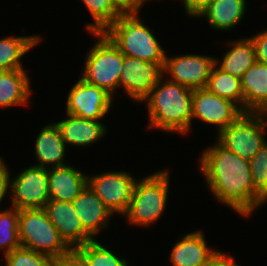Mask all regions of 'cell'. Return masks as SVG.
I'll list each match as a JSON object with an SVG mask.
<instances>
[{"instance_id": "6da1fadb", "label": "cell", "mask_w": 267, "mask_h": 266, "mask_svg": "<svg viewBox=\"0 0 267 266\" xmlns=\"http://www.w3.org/2000/svg\"><path fill=\"white\" fill-rule=\"evenodd\" d=\"M199 168L217 201L239 215L248 217L267 202L255 190L248 160L227 150L217 140L201 154Z\"/></svg>"}, {"instance_id": "7a4b0ae2", "label": "cell", "mask_w": 267, "mask_h": 266, "mask_svg": "<svg viewBox=\"0 0 267 266\" xmlns=\"http://www.w3.org/2000/svg\"><path fill=\"white\" fill-rule=\"evenodd\" d=\"M162 75L146 101L150 128L187 134L192 123L193 90Z\"/></svg>"}, {"instance_id": "3957f363", "label": "cell", "mask_w": 267, "mask_h": 266, "mask_svg": "<svg viewBox=\"0 0 267 266\" xmlns=\"http://www.w3.org/2000/svg\"><path fill=\"white\" fill-rule=\"evenodd\" d=\"M139 13L124 12L104 33L125 56L156 63L163 69L166 53Z\"/></svg>"}, {"instance_id": "277c9868", "label": "cell", "mask_w": 267, "mask_h": 266, "mask_svg": "<svg viewBox=\"0 0 267 266\" xmlns=\"http://www.w3.org/2000/svg\"><path fill=\"white\" fill-rule=\"evenodd\" d=\"M169 171L155 172L135 182L129 208L123 215L132 225L146 227L154 224L167 205Z\"/></svg>"}, {"instance_id": "5b68a950", "label": "cell", "mask_w": 267, "mask_h": 266, "mask_svg": "<svg viewBox=\"0 0 267 266\" xmlns=\"http://www.w3.org/2000/svg\"><path fill=\"white\" fill-rule=\"evenodd\" d=\"M97 41L85 57L81 79L104 89L112 97L119 88L124 54L104 32H90ZM99 38V39H98Z\"/></svg>"}, {"instance_id": "8992f818", "label": "cell", "mask_w": 267, "mask_h": 266, "mask_svg": "<svg viewBox=\"0 0 267 266\" xmlns=\"http://www.w3.org/2000/svg\"><path fill=\"white\" fill-rule=\"evenodd\" d=\"M18 231L23 248L55 259L70 249L50 222L44 208L19 210Z\"/></svg>"}, {"instance_id": "52a82bcc", "label": "cell", "mask_w": 267, "mask_h": 266, "mask_svg": "<svg viewBox=\"0 0 267 266\" xmlns=\"http://www.w3.org/2000/svg\"><path fill=\"white\" fill-rule=\"evenodd\" d=\"M267 115L243 112L232 124L217 134V141L239 157L251 160L267 142Z\"/></svg>"}, {"instance_id": "ba28073f", "label": "cell", "mask_w": 267, "mask_h": 266, "mask_svg": "<svg viewBox=\"0 0 267 266\" xmlns=\"http://www.w3.org/2000/svg\"><path fill=\"white\" fill-rule=\"evenodd\" d=\"M11 207L18 210L44 208L50 200L48 169L32 165L10 176Z\"/></svg>"}, {"instance_id": "9c48e42d", "label": "cell", "mask_w": 267, "mask_h": 266, "mask_svg": "<svg viewBox=\"0 0 267 266\" xmlns=\"http://www.w3.org/2000/svg\"><path fill=\"white\" fill-rule=\"evenodd\" d=\"M136 179L126 171H110L88 176L87 183L114 215L129 208Z\"/></svg>"}, {"instance_id": "30bf717a", "label": "cell", "mask_w": 267, "mask_h": 266, "mask_svg": "<svg viewBox=\"0 0 267 266\" xmlns=\"http://www.w3.org/2000/svg\"><path fill=\"white\" fill-rule=\"evenodd\" d=\"M215 59L213 56L198 54L173 57L166 54L162 73L169 75L168 80L192 90L205 88Z\"/></svg>"}, {"instance_id": "8fae6325", "label": "cell", "mask_w": 267, "mask_h": 266, "mask_svg": "<svg viewBox=\"0 0 267 266\" xmlns=\"http://www.w3.org/2000/svg\"><path fill=\"white\" fill-rule=\"evenodd\" d=\"M243 110L232 100L219 97L207 88L193 90L192 121L199 119L206 124L215 125L219 134L232 124Z\"/></svg>"}, {"instance_id": "7c38bea8", "label": "cell", "mask_w": 267, "mask_h": 266, "mask_svg": "<svg viewBox=\"0 0 267 266\" xmlns=\"http://www.w3.org/2000/svg\"><path fill=\"white\" fill-rule=\"evenodd\" d=\"M113 99L104 89L79 78L68 93L66 113L99 121L109 112Z\"/></svg>"}, {"instance_id": "4fadbf2b", "label": "cell", "mask_w": 267, "mask_h": 266, "mask_svg": "<svg viewBox=\"0 0 267 266\" xmlns=\"http://www.w3.org/2000/svg\"><path fill=\"white\" fill-rule=\"evenodd\" d=\"M162 75L158 64L124 55L119 86L130 98L142 103Z\"/></svg>"}, {"instance_id": "5bb4252c", "label": "cell", "mask_w": 267, "mask_h": 266, "mask_svg": "<svg viewBox=\"0 0 267 266\" xmlns=\"http://www.w3.org/2000/svg\"><path fill=\"white\" fill-rule=\"evenodd\" d=\"M44 209L60 237L70 248L94 240L83 228L72 202L49 200Z\"/></svg>"}, {"instance_id": "9a60e30c", "label": "cell", "mask_w": 267, "mask_h": 266, "mask_svg": "<svg viewBox=\"0 0 267 266\" xmlns=\"http://www.w3.org/2000/svg\"><path fill=\"white\" fill-rule=\"evenodd\" d=\"M72 203L84 230L93 239L108 226L113 216L88 183Z\"/></svg>"}, {"instance_id": "2e32d148", "label": "cell", "mask_w": 267, "mask_h": 266, "mask_svg": "<svg viewBox=\"0 0 267 266\" xmlns=\"http://www.w3.org/2000/svg\"><path fill=\"white\" fill-rule=\"evenodd\" d=\"M216 253L200 230L183 235L171 249L172 266H205Z\"/></svg>"}, {"instance_id": "e0dca14e", "label": "cell", "mask_w": 267, "mask_h": 266, "mask_svg": "<svg viewBox=\"0 0 267 266\" xmlns=\"http://www.w3.org/2000/svg\"><path fill=\"white\" fill-rule=\"evenodd\" d=\"M85 174L67 164L48 169L50 200L72 202L87 184Z\"/></svg>"}, {"instance_id": "ac0fdd59", "label": "cell", "mask_w": 267, "mask_h": 266, "mask_svg": "<svg viewBox=\"0 0 267 266\" xmlns=\"http://www.w3.org/2000/svg\"><path fill=\"white\" fill-rule=\"evenodd\" d=\"M34 148L38 162L35 166L50 169L67 164L64 161L66 144L56 123L43 126L36 137Z\"/></svg>"}, {"instance_id": "d6986e66", "label": "cell", "mask_w": 267, "mask_h": 266, "mask_svg": "<svg viewBox=\"0 0 267 266\" xmlns=\"http://www.w3.org/2000/svg\"><path fill=\"white\" fill-rule=\"evenodd\" d=\"M66 119L56 122L65 144L90 146L105 136L107 127L100 121L82 119L66 113Z\"/></svg>"}, {"instance_id": "ffe728a7", "label": "cell", "mask_w": 267, "mask_h": 266, "mask_svg": "<svg viewBox=\"0 0 267 266\" xmlns=\"http://www.w3.org/2000/svg\"><path fill=\"white\" fill-rule=\"evenodd\" d=\"M244 112H267V65L256 61L240 78Z\"/></svg>"}, {"instance_id": "44dd1931", "label": "cell", "mask_w": 267, "mask_h": 266, "mask_svg": "<svg viewBox=\"0 0 267 266\" xmlns=\"http://www.w3.org/2000/svg\"><path fill=\"white\" fill-rule=\"evenodd\" d=\"M246 7V0H211L195 17L206 18L213 29L227 31L242 21Z\"/></svg>"}, {"instance_id": "7402d4cb", "label": "cell", "mask_w": 267, "mask_h": 266, "mask_svg": "<svg viewBox=\"0 0 267 266\" xmlns=\"http://www.w3.org/2000/svg\"><path fill=\"white\" fill-rule=\"evenodd\" d=\"M30 78L24 69L0 71V108L28 104Z\"/></svg>"}, {"instance_id": "603a6c76", "label": "cell", "mask_w": 267, "mask_h": 266, "mask_svg": "<svg viewBox=\"0 0 267 266\" xmlns=\"http://www.w3.org/2000/svg\"><path fill=\"white\" fill-rule=\"evenodd\" d=\"M229 45L232 46L224 53L221 61L215 59V65L223 72L241 78L257 61L254 43L250 37H247L230 41Z\"/></svg>"}, {"instance_id": "cb8c5ba5", "label": "cell", "mask_w": 267, "mask_h": 266, "mask_svg": "<svg viewBox=\"0 0 267 266\" xmlns=\"http://www.w3.org/2000/svg\"><path fill=\"white\" fill-rule=\"evenodd\" d=\"M39 36H9L0 39V71L24 69L21 59L41 41Z\"/></svg>"}, {"instance_id": "d4e9b609", "label": "cell", "mask_w": 267, "mask_h": 266, "mask_svg": "<svg viewBox=\"0 0 267 266\" xmlns=\"http://www.w3.org/2000/svg\"><path fill=\"white\" fill-rule=\"evenodd\" d=\"M205 88L219 97L232 100L244 112V95L240 78L225 73L214 65Z\"/></svg>"}, {"instance_id": "484cf974", "label": "cell", "mask_w": 267, "mask_h": 266, "mask_svg": "<svg viewBox=\"0 0 267 266\" xmlns=\"http://www.w3.org/2000/svg\"><path fill=\"white\" fill-rule=\"evenodd\" d=\"M82 2L94 19L93 23L86 25L88 33L104 32L125 12L115 0H82Z\"/></svg>"}, {"instance_id": "4316f807", "label": "cell", "mask_w": 267, "mask_h": 266, "mask_svg": "<svg viewBox=\"0 0 267 266\" xmlns=\"http://www.w3.org/2000/svg\"><path fill=\"white\" fill-rule=\"evenodd\" d=\"M19 210L15 207L0 211V249L6 255L14 249L20 248L19 240Z\"/></svg>"}, {"instance_id": "83f0119b", "label": "cell", "mask_w": 267, "mask_h": 266, "mask_svg": "<svg viewBox=\"0 0 267 266\" xmlns=\"http://www.w3.org/2000/svg\"><path fill=\"white\" fill-rule=\"evenodd\" d=\"M87 260L88 266H128L112 250L100 244L96 239L76 248Z\"/></svg>"}, {"instance_id": "f1b7e54d", "label": "cell", "mask_w": 267, "mask_h": 266, "mask_svg": "<svg viewBox=\"0 0 267 266\" xmlns=\"http://www.w3.org/2000/svg\"><path fill=\"white\" fill-rule=\"evenodd\" d=\"M2 263L5 266H55L56 259L23 247L6 254Z\"/></svg>"}, {"instance_id": "f546056e", "label": "cell", "mask_w": 267, "mask_h": 266, "mask_svg": "<svg viewBox=\"0 0 267 266\" xmlns=\"http://www.w3.org/2000/svg\"><path fill=\"white\" fill-rule=\"evenodd\" d=\"M248 162L255 190L267 201V142Z\"/></svg>"}, {"instance_id": "4dcf8cb0", "label": "cell", "mask_w": 267, "mask_h": 266, "mask_svg": "<svg viewBox=\"0 0 267 266\" xmlns=\"http://www.w3.org/2000/svg\"><path fill=\"white\" fill-rule=\"evenodd\" d=\"M56 266H88V264L85 257L76 248H70L56 259Z\"/></svg>"}, {"instance_id": "1f68e13d", "label": "cell", "mask_w": 267, "mask_h": 266, "mask_svg": "<svg viewBox=\"0 0 267 266\" xmlns=\"http://www.w3.org/2000/svg\"><path fill=\"white\" fill-rule=\"evenodd\" d=\"M250 38L255 46L257 61L267 65V29Z\"/></svg>"}, {"instance_id": "d6a6232c", "label": "cell", "mask_w": 267, "mask_h": 266, "mask_svg": "<svg viewBox=\"0 0 267 266\" xmlns=\"http://www.w3.org/2000/svg\"><path fill=\"white\" fill-rule=\"evenodd\" d=\"M7 164L0 157V202L6 197L10 188V173Z\"/></svg>"}, {"instance_id": "836d02e7", "label": "cell", "mask_w": 267, "mask_h": 266, "mask_svg": "<svg viewBox=\"0 0 267 266\" xmlns=\"http://www.w3.org/2000/svg\"><path fill=\"white\" fill-rule=\"evenodd\" d=\"M235 258L231 255L216 250V253L210 258L205 266H240L237 265Z\"/></svg>"}, {"instance_id": "e575fe53", "label": "cell", "mask_w": 267, "mask_h": 266, "mask_svg": "<svg viewBox=\"0 0 267 266\" xmlns=\"http://www.w3.org/2000/svg\"><path fill=\"white\" fill-rule=\"evenodd\" d=\"M184 1L185 12L192 17H195L200 11H202L211 0H182Z\"/></svg>"}, {"instance_id": "d590c367", "label": "cell", "mask_w": 267, "mask_h": 266, "mask_svg": "<svg viewBox=\"0 0 267 266\" xmlns=\"http://www.w3.org/2000/svg\"><path fill=\"white\" fill-rule=\"evenodd\" d=\"M116 3L125 11H140L147 0H115Z\"/></svg>"}]
</instances>
